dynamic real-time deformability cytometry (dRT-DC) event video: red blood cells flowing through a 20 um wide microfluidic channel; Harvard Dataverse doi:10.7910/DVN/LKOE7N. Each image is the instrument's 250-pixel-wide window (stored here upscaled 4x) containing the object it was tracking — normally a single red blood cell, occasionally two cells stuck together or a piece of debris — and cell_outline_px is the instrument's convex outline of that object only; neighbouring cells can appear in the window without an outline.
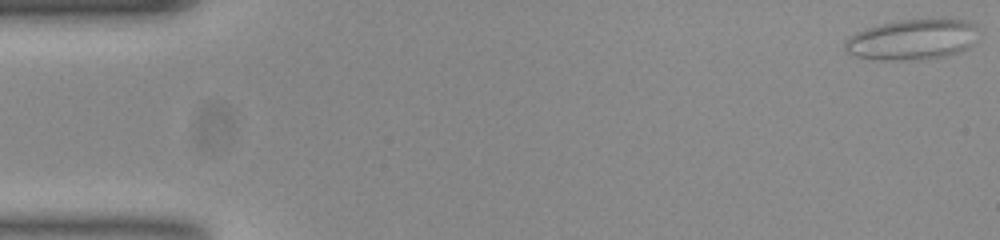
{"species": "common noctule bat (a hibernating species)", "species_latin": "Nyctalus noctula", "temperature_condition": "room temperature", "stored_images_in_passage": 54, "camera_frame_rate_fps": 3000, "um_per_image_px": 0.085, "animal": {"sex": "female", "body_mass_g": 23.0, "forearm_length_mm": 53.4}, "frame": {"image": 1, "passage_image": 1, "time_ms": 0.0, "image_size_px": [1000, 240], "cell_outline_px": [[976, 28], [968, 44], [964, 48], [956, 52], [936, 56], [860, 56], [848, 52], [844, 48], [844, 40], [856, 32], [880, 24], [900, 20], [940, 16], [952, 16], [972, 20], [976, 24]], "centroid_in_image_um": [77.6, 3.19], "position_along_channel_um": 7.4, "area_um2": 30.0}}
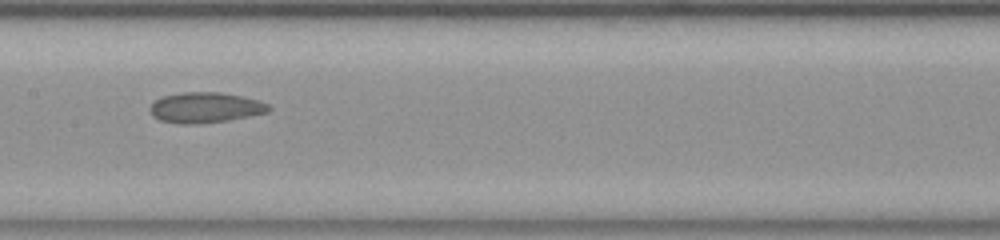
{"frame": {"image": 2, "passage_image": 27, "time_ms": 8.667, "image_size_px": [1000, 240], "cell_outline_px": [[272, 108], [268, 112], [228, 120], [188, 124], [184, 124], [160, 120], [152, 116], [152, 104], [156, 100], [164, 96], [184, 92], [220, 92], [240, 96], [256, 100], [268, 104]], "centroid_in_image_um": [17.47, 9.14], "position_along_channel_um": 189.9, "area_um2": 20.58}}
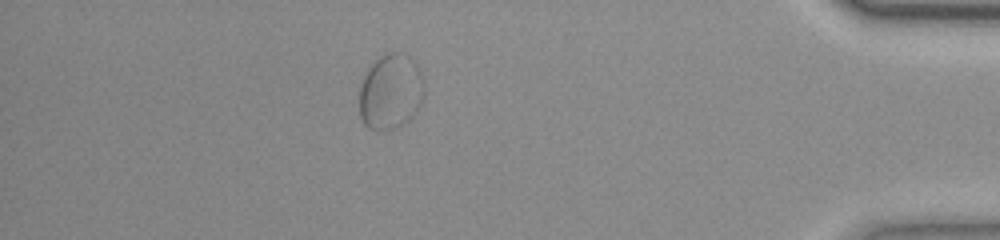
{"frame": {"image": 3, "passage_image": 48, "time_ms": 15.667, "image_size_px": [1000, 240], "cell_outline_px": [[424, 96], [420, 104], [412, 116], [404, 124], [392, 128], [368, 128], [364, 124], [360, 116], [360, 84], [364, 76], [372, 64], [380, 56], [388, 52], [404, 52], [416, 64], [420, 72], [424, 88]], "centroid_in_image_um": [33.2, 7.77], "position_along_channel_um": 402.0, "area_um2": 28.15}}